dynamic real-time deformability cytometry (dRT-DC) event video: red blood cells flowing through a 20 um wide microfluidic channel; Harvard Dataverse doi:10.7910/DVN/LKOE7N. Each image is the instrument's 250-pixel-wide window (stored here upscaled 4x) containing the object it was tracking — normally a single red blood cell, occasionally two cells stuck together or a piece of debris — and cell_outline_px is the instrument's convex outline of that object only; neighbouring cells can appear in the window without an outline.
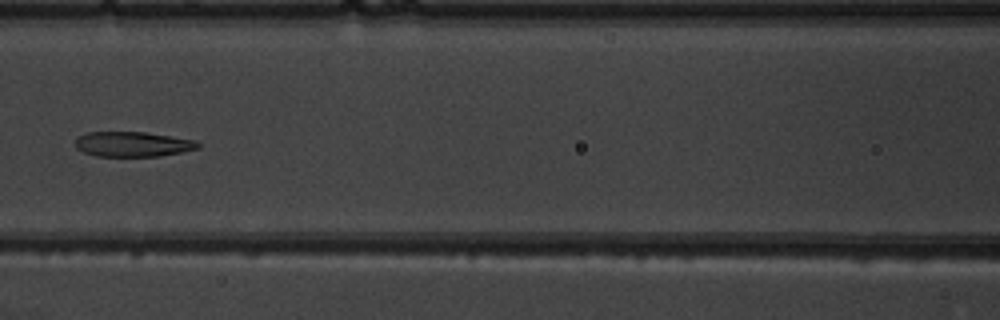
{"species": "common noctule bat (a hibernating species)", "species_latin": "Nyctalus noctula", "temperature_condition": "warm", "stored_images_in_passage": 7, "camera_frame_rate_fps": 3000, "um_per_image_px": 0.085, "animal": {"sex": "male", "body_mass_g": 19.5, "forearm_length_mm": 54.6}, "frame": {"image": 1, "passage_image": 6, "time_ms": 7.0, "image_size_px": [1000, 320], "cell_outline_px": [[200, 148], [160, 156], [96, 156], [84, 152], [76, 148], [76, 140], [80, 136], [88, 132], [144, 132], [196, 140], [200, 144]], "centroid_in_image_um": [11.3, 12.25], "position_along_channel_um": 155.3, "area_um2": 17.74}}
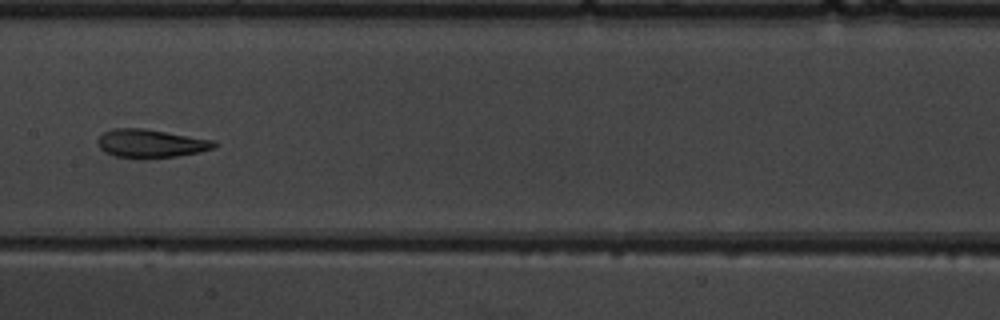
{"frame": {"image": 2, "passage_image": 7, "time_ms": 8.0, "image_size_px": [1000, 320], "cell_outline_px": [[216, 148], [200, 152], [176, 156], [116, 156], [104, 152], [100, 148], [96, 140], [104, 132], [112, 128], [144, 128], [216, 140]], "centroid_in_image_um": [12.85, 12.15], "position_along_channel_um": 194.6, "area_um2": 18.84}}